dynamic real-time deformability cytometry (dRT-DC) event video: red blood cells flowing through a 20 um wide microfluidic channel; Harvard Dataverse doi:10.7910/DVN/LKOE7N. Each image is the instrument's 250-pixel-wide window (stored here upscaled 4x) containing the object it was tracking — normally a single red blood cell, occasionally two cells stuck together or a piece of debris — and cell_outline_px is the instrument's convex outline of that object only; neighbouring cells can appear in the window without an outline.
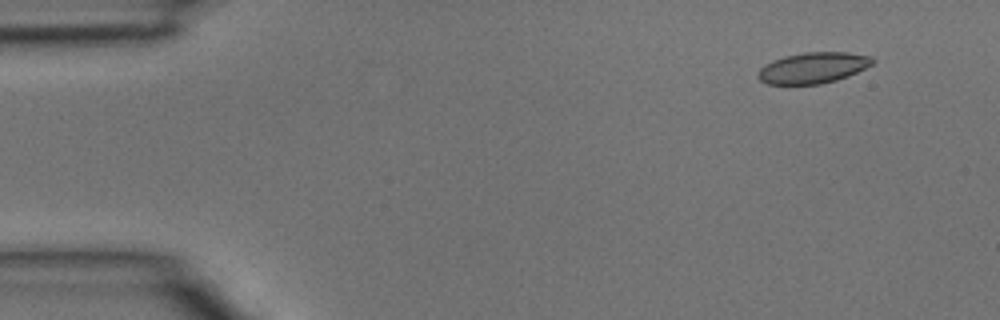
{"species": "common noctule bat (a hibernating species)", "species_latin": "Nyctalus noctula", "temperature_condition": "room temperature", "stored_images_in_passage": 4, "camera_frame_rate_fps": 3000, "um_per_image_px": 0.085, "animal": {"sex": "male", "body_mass_g": 15.6}, "frame": {"image": 1, "passage_image": 1, "time_ms": 0.0, "image_size_px": [1000, 320], "cell_outline_px": [[876, 60], [872, 64], [848, 76], [836, 80], [820, 84], [764, 84], [756, 76], [756, 72], [764, 64], [772, 60], [784, 56], [804, 52], [848, 52], [872, 56]], "centroid_in_image_um": [69.07, 5.76], "position_along_channel_um": 15.9, "area_um2": 20.87}}
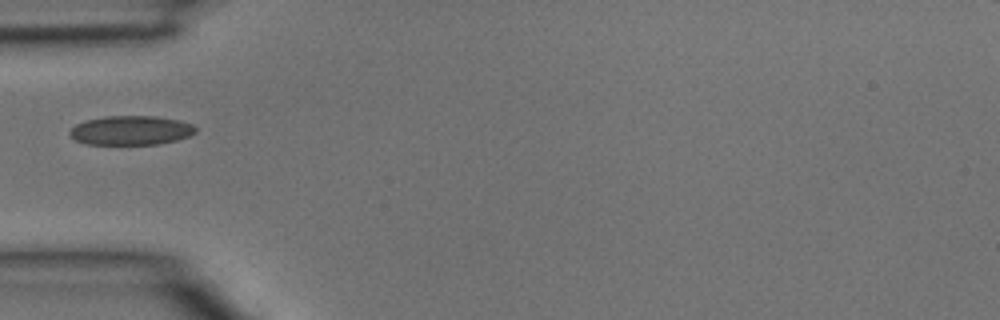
{"frame": {"image": 2, "passage_image": 4, "time_ms": 1.0, "image_size_px": [1000, 320], "cell_outline_px": [[196, 132], [188, 136], [176, 140], [156, 144], [88, 144], [76, 140], [68, 132], [76, 124], [84, 120], [108, 116], [156, 116], [180, 120], [192, 124], [196, 128]], "centroid_in_image_um": [11.14, 11.07], "position_along_channel_um": 73.9, "area_um2": 21.33}}